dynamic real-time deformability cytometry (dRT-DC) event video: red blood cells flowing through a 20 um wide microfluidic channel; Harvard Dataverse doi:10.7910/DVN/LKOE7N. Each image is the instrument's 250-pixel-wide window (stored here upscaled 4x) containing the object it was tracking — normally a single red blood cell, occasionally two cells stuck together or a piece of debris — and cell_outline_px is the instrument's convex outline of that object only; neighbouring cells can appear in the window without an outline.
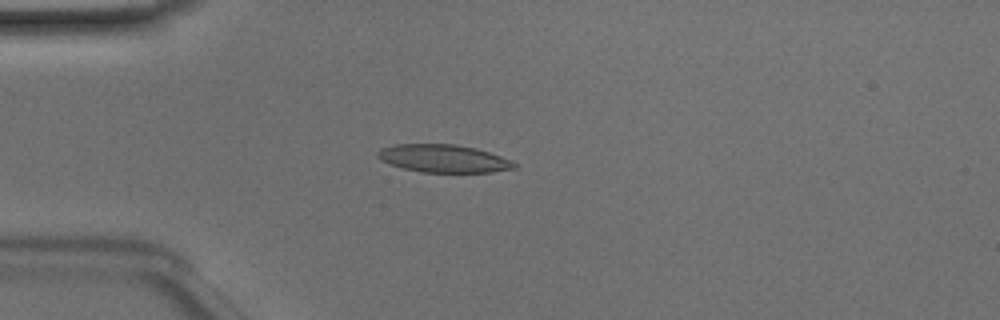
{"species": "Egyptian fruit bat (a non-hibernating species)", "species_latin": "Rousettus aegyptiacus", "temperature_condition": "room temperature", "stored_images_in_passage": 49, "camera_frame_rate_fps": 3000, "um_per_image_px": 0.085, "animal": {"sex": "male"}, "frame": {"image": 1, "passage_image": 13, "time_ms": 4.0, "image_size_px": [1000, 320], "cell_outline_px": [[516, 168], [492, 172], [420, 172], [404, 168], [380, 160], [376, 156], [376, 152], [380, 148], [396, 144], [456, 144], [476, 148], [500, 156], [516, 164]], "centroid_in_image_um": [37.66, 13.47], "position_along_channel_um": 47.3, "area_um2": 22.02}}
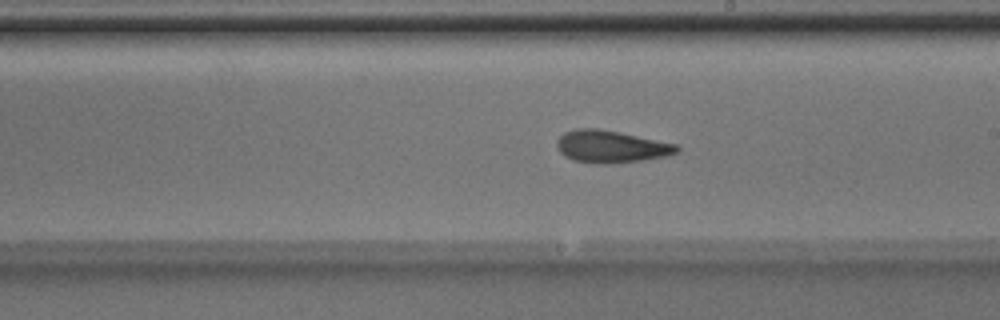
{"frame": {"image": 2, "passage_image": 28, "time_ms": 9.0, "image_size_px": [1000, 320], "cell_outline_px": [[680, 152], [668, 156], [644, 160], [612, 164], [596, 164], [572, 160], [564, 156], [560, 152], [556, 144], [556, 140], [564, 132], [576, 128], [596, 128], [676, 144], [680, 148]], "centroid_in_image_um": [51.92, 12.48], "position_along_channel_um": 237.1, "area_um2": 22.66}}
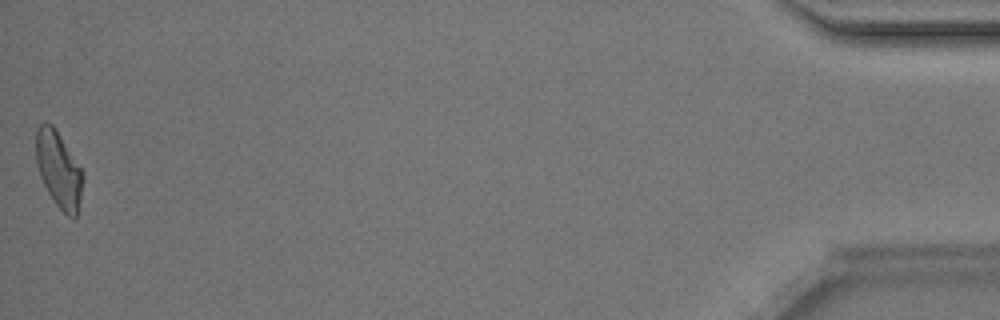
{"frame": {"image": 3, "passage_image": 49, "time_ms": 16.0, "image_size_px": [1000, 320], "cell_outline_px": [[84, 180], [80, 200], [76, 216], [72, 220], [56, 204], [48, 192], [40, 176], [36, 160], [36, 128], [40, 124], [52, 124], [56, 128], [84, 172]], "centroid_in_image_um": [5.01, 14.41], "position_along_channel_um": 430.2, "area_um2": 20.87}, "authors_computed_cell_mechanics": {"area_um2": 21.9062, "velocity_mm_per_s": 4.122, "shape_relaxation_time_tau1_ms": 2.7058, "shape_relaxation_time_tau2_ms": 2.0875, "deformation_change_tau1": 0.1443, "deformation_change_tau2": 0.1088}}